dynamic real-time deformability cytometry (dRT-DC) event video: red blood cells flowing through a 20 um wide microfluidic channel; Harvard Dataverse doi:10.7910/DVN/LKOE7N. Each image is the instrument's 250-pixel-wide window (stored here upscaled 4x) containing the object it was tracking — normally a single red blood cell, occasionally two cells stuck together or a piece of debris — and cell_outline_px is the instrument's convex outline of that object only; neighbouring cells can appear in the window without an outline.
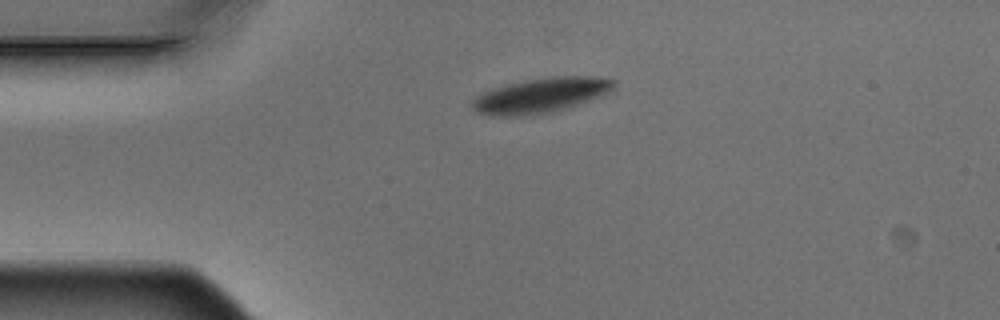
{"species": "Egyptian fruit bat (a non-hibernating species)", "species_latin": "Rousettus aegyptiacus", "temperature_condition": "warm", "stored_images_in_passage": 2, "camera_frame_rate_fps": 3000, "um_per_image_px": 0.085, "animal": {"sex": "male"}, "frame": {"image": 1, "passage_image": 1, "time_ms": 0.0, "image_size_px": [1000, 320], "cell_outline_px": [[616, 84], [612, 88], [588, 100], [564, 108], [548, 112], [520, 116], [488, 116], [472, 108], [472, 100], [476, 96], [484, 92], [508, 84], [528, 80], [552, 76], [592, 76], [616, 80]], "centroid_in_image_um": [45.92, 8.1], "position_along_channel_um": 39.1, "area_um2": 27.98}}